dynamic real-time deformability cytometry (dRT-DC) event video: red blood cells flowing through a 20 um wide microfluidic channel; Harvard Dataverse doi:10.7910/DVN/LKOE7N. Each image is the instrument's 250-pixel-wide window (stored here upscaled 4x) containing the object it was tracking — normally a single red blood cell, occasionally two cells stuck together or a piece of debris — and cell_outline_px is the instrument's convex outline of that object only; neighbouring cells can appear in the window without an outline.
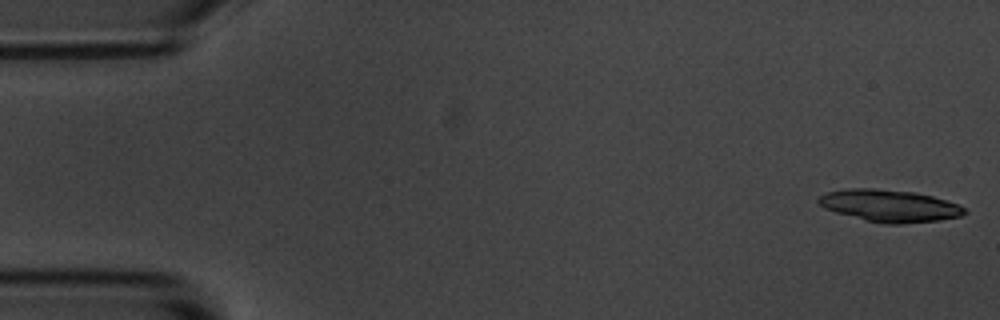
{"species": "common noctule bat (a hibernating species)", "species_latin": "Nyctalus noctula", "temperature_condition": "room temperature", "stored_images_in_passage": 4, "camera_frame_rate_fps": 3000, "um_per_image_px": 0.085, "animal": {"sex": "male", "body_mass_g": 20.1, "forearm_length_mm": 53.5}, "frame": {"image": 1, "passage_image": 1, "time_ms": 0.0, "image_size_px": [1000, 320], "cell_outline_px": [[968, 212], [960, 216], [940, 220], [900, 224], [888, 224], [868, 220], [836, 212], [824, 208], [816, 200], [824, 192], [844, 188], [876, 188], [916, 192], [932, 196], [956, 204], [964, 208]], "centroid_in_image_um": [75.58, 17.47], "position_along_channel_um": 9.4, "area_um2": 27.22}}
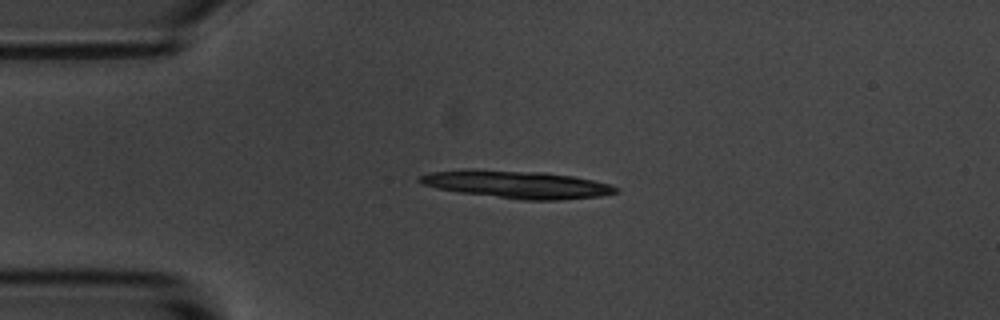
{"frame": {"image": 2, "passage_image": 4, "time_ms": 1.0, "image_size_px": [1000, 320], "cell_outline_px": [[620, 192], [600, 196], [560, 200], [524, 200], [460, 192], [440, 188], [424, 184], [416, 180], [416, 176], [432, 172], [544, 172], [576, 176], [608, 184], [620, 188]], "centroid_in_image_um": [44.12, 15.72], "position_along_channel_um": 40.9, "area_um2": 30.11}}